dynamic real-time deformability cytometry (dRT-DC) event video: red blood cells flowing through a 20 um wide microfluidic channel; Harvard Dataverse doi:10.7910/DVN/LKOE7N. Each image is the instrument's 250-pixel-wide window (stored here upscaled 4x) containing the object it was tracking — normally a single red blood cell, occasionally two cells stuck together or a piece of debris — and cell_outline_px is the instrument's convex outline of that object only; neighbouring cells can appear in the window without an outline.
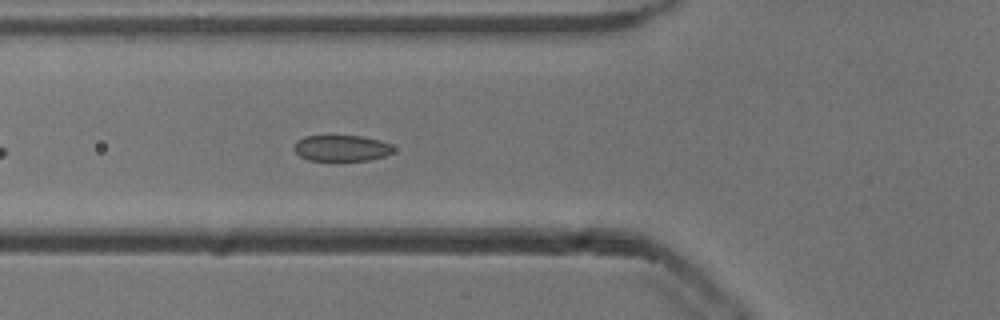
{"species": "common noctule bat (a hibernating species)", "species_latin": "Nyctalus noctula", "temperature_condition": "cold", "stored_images_in_passage": 41, "camera_frame_rate_fps": 3000, "um_per_image_px": 0.085, "animal": {"sex": "male", "body_mass_g": 13.3}, "frame": {"image": 1, "passage_image": 7, "time_ms": 2.0, "image_size_px": [1000, 320], "cell_outline_px": [[392, 152], [384, 156], [368, 160], [308, 160], [300, 156], [292, 148], [304, 136], [360, 136], [380, 140], [392, 144]], "centroid_in_image_um": [29.03, 12.59], "position_along_channel_um": 96.8, "area_um2": 14.85}}
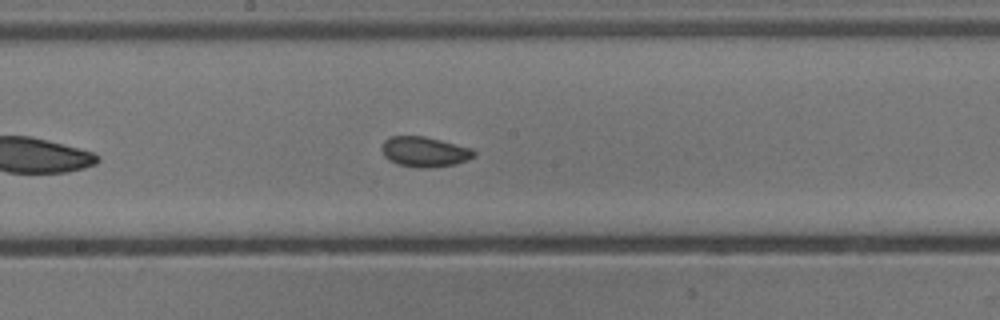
{"frame": {"image": 2, "passage_image": 16, "time_ms": 5.0, "image_size_px": [1000, 320], "cell_outline_px": [[476, 156], [468, 160], [456, 164], [432, 168], [416, 168], [396, 164], [388, 160], [384, 156], [380, 148], [384, 140], [388, 136], [424, 136], [472, 148], [476, 152]], "centroid_in_image_um": [36.07, 12.91], "position_along_channel_um": 212.1, "area_um2": 16.59}}
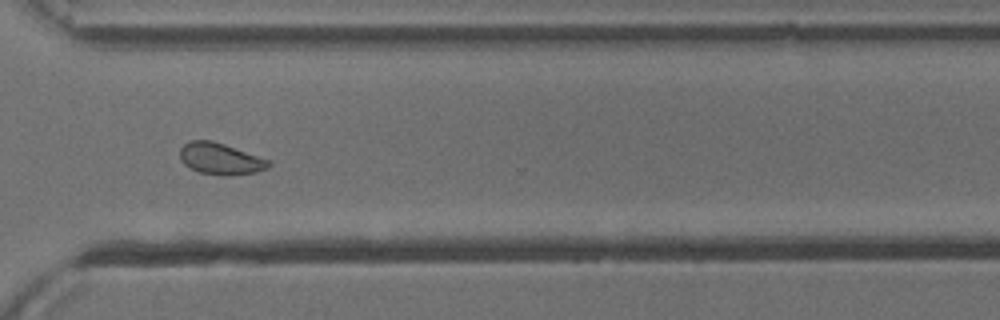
{"frame": {"image": 3, "passage_image": 27, "time_ms": 8.667, "image_size_px": [1000, 320], "cell_outline_px": [[272, 164], [268, 168], [256, 172], [228, 176], [224, 176], [200, 172], [184, 164], [180, 160], [180, 148], [188, 140], [212, 140], [224, 144], [268, 160]], "centroid_in_image_um": [18.71, 13.49], "position_along_channel_um": 351.9, "area_um2": 16.18}, "authors_computed_cell_mechanics": {"area_um2": 16.184, "velocity_mm_per_s": 3.8177, "shape_relaxation_time_tau1_ms": 2.8722, "shape_relaxation_time_tau2_ms": 1.3141, "deformation_change_tau1": 0.0785, "deformation_change_tau2": 0.0516}}